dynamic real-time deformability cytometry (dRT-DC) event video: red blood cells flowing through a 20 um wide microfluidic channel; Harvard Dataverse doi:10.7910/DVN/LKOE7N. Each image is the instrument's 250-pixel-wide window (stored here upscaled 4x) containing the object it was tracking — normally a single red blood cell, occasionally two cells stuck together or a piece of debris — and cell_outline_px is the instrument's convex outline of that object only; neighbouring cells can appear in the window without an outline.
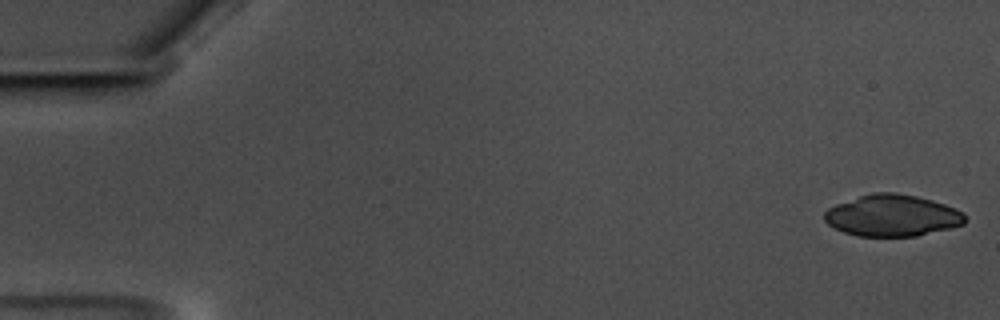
{"species": "common noctule bat (a hibernating species)", "species_latin": "Nyctalus noctula", "temperature_condition": "warm", "stored_images_in_passage": 57, "camera_frame_rate_fps": 3000, "um_per_image_px": 0.085, "animal": {"sex": "male", "body_mass_g": 17.5, "forearm_length_mm": 52.3}, "frame": {"image": 1, "passage_image": 1, "time_ms": 0.0, "image_size_px": [1000, 320], "cell_outline_px": [[968, 220], [964, 224], [916, 236], [856, 236], [844, 232], [828, 224], [824, 220], [824, 212], [828, 208], [836, 204], [872, 192], [896, 192], [916, 196], [932, 200], [956, 208], [964, 212]], "centroid_in_image_um": [75.86, 18.31], "position_along_channel_um": 9.1, "area_um2": 34.1}}